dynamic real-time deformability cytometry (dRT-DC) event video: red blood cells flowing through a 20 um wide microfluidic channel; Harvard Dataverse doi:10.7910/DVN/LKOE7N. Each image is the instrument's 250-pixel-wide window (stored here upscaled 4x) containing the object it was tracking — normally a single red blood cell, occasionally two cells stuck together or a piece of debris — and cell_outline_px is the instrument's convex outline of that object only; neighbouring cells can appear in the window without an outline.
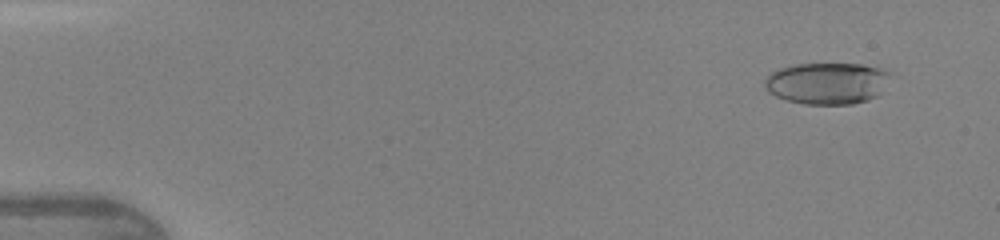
{"species": "human", "species_latin": "Homo sapiens", "temperature_condition": "warm", "stored_images_in_passage": 47, "camera_frame_rate_fps": 3000, "um_per_image_px": 0.085, "donor": {"sex": "female"}, "frame": {"image": 1, "passage_image": 4, "time_ms": 1.0, "image_size_px": [1000, 240], "cell_outline_px": [[888, 76], [876, 96], [868, 100], [852, 104], [804, 104], [788, 100], [776, 96], [768, 92], [764, 88], [764, 80], [776, 68], [792, 64], [860, 64], [880, 68], [888, 72]], "centroid_in_image_um": [70.21, 7.07], "position_along_channel_um": 14.8, "area_um2": 30.23}}
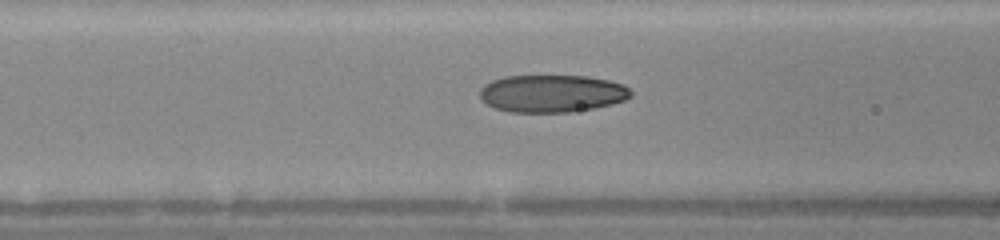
{"frame": {"image": 2, "passage_image": 20, "time_ms": 6.333, "image_size_px": [1000, 240], "cell_outline_px": [[632, 96], [624, 100], [612, 104], [572, 112], [508, 112], [496, 108], [488, 104], [480, 96], [480, 88], [484, 84], [492, 80], [504, 76], [588, 76], [608, 80], [624, 84], [632, 92]], "centroid_in_image_um": [46.93, 7.94], "position_along_channel_um": 119.7, "area_um2": 33.0}}
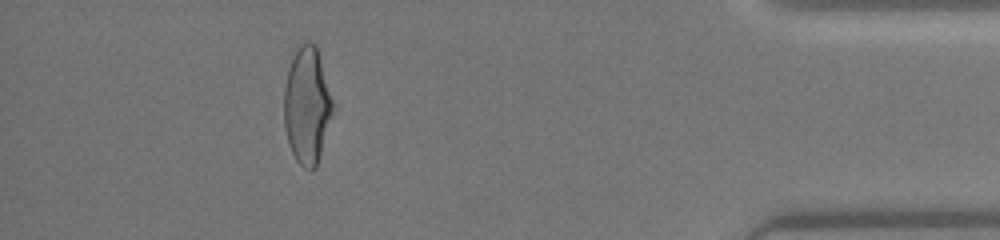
{"frame": {"image": 3, "passage_image": 43, "time_ms": 14.0, "image_size_px": [1000, 240], "cell_outline_px": [[332, 112], [320, 156], [316, 168], [312, 172], [304, 168], [296, 160], [288, 144], [284, 128], [284, 88], [288, 68], [300, 44], [304, 40], [308, 40], [316, 44], [332, 100]], "centroid_in_image_um": [26.07, 8.99], "position_along_channel_um": 409.1, "area_um2": 33.0}, "authors_computed_cell_mechanics": {"area_um2": 32.368, "velocity_mm_per_s": 4.3572, "shape_relaxation_time_tau1_ms": 6.6923, "shape_relaxation_time_tau2_ms": 0.8539, "deformation_change_tau1": 0.2337, "deformation_change_tau2": 0.0621}}